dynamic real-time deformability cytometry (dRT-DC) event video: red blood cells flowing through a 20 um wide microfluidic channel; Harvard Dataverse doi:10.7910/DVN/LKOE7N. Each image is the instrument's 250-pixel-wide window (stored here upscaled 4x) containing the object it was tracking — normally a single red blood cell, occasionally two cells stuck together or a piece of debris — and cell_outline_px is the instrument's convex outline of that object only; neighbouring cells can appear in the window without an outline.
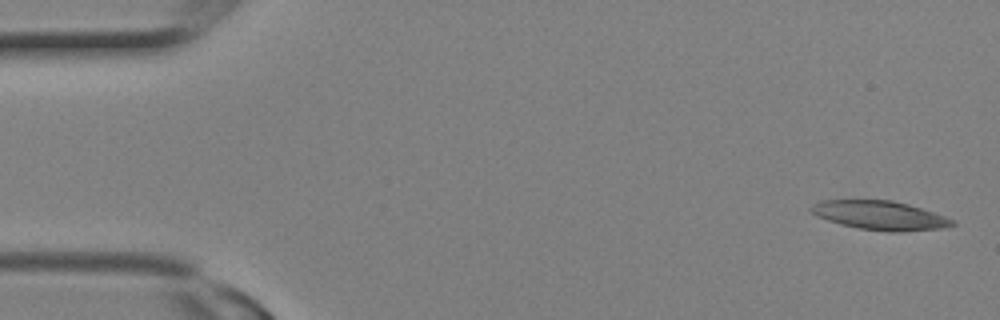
{"species": "Egyptian fruit bat (a non-hibernating species)", "species_latin": "Rousettus aegyptiacus", "temperature_condition": "room temperature", "stored_images_in_passage": 14, "camera_frame_rate_fps": 3000, "um_per_image_px": 0.085, "animal": {"sex": "female"}, "frame": {"image": 1, "passage_image": 1, "time_ms": 0.0, "image_size_px": [1000, 320], "cell_outline_px": [[956, 224], [944, 228], [896, 232], [892, 232], [860, 228], [840, 224], [816, 216], [808, 212], [808, 208], [812, 204], [820, 200], [892, 200], [908, 204], [956, 220]], "centroid_in_image_um": [74.76, 18.3], "position_along_channel_um": 10.2, "area_um2": 23.87}}
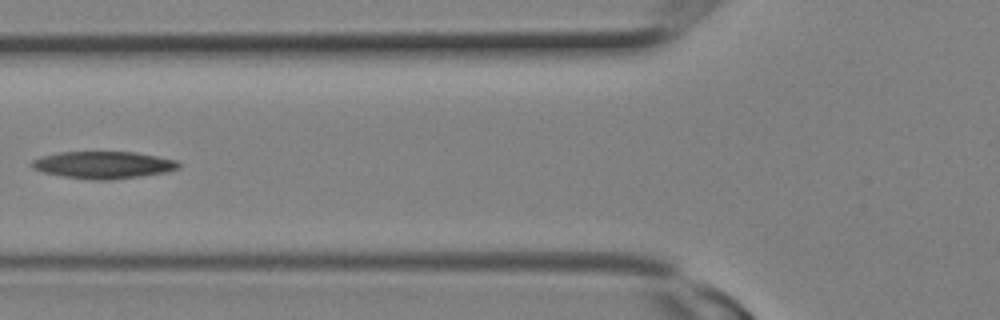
{"frame": {"image": 2, "passage_image": 10, "time_ms": 3.0, "image_size_px": [1000, 320], "cell_outline_px": [[180, 168], [168, 172], [140, 176], [108, 180], [96, 180], [64, 176], [44, 172], [32, 168], [28, 164], [32, 160], [40, 156], [60, 152], [136, 152], [176, 160], [180, 164]], "centroid_in_image_um": [8.78, 14.01], "position_along_channel_um": 117.0, "area_um2": 23.24}}
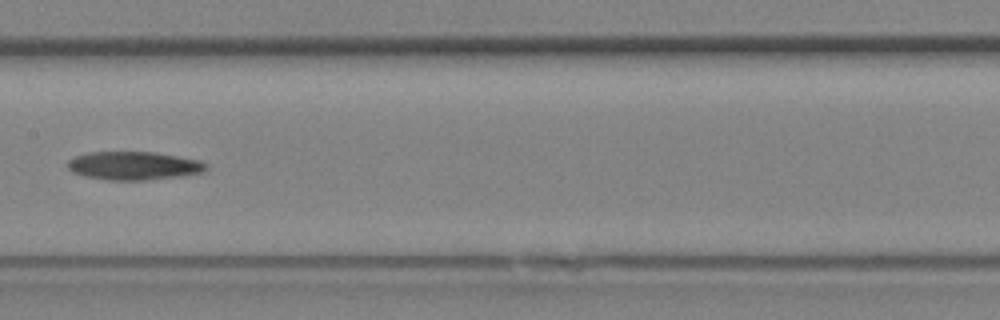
{"frame": {"image": 3, "passage_image": 13, "time_ms": 4.0, "image_size_px": [1000, 320], "cell_outline_px": [[208, 168], [200, 172], [180, 176], [144, 180], [108, 180], [84, 176], [72, 172], [68, 168], [68, 160], [76, 156], [88, 152], [156, 152], [200, 160], [208, 164]], "centroid_in_image_um": [11.36, 14.08], "position_along_channel_um": 196.0, "area_um2": 22.83}}